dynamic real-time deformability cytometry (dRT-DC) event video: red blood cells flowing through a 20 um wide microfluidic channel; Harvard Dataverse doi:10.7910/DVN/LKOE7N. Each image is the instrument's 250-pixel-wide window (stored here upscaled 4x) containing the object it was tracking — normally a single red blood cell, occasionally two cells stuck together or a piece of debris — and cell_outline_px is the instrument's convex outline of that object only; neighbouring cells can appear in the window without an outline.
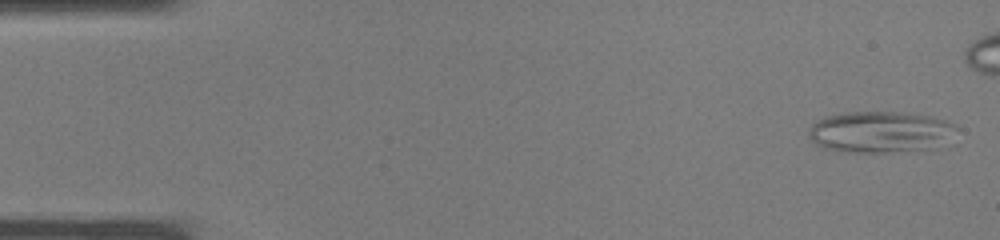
{"species": "common noctule bat (a hibernating species)", "species_latin": "Nyctalus noctula", "temperature_condition": "warm", "stored_images_in_passage": 32, "camera_frame_rate_fps": 3000, "um_per_image_px": 0.085, "animal": {"sex": "male", "body_mass_g": 19.0, "forearm_length_mm": 50.8}, "frame": {"image": 1, "passage_image": 1, "time_ms": 0.0, "image_size_px": [1000, 240], "cell_outline_px": [[960, 128], [924, 148], [884, 152], [840, 152], [824, 148], [816, 144], [808, 136], [808, 132], [812, 124], [816, 120], [828, 116], [848, 112], [900, 112], [928, 116], [944, 120], [956, 124]], "centroid_in_image_um": [74.66, 11.19], "position_along_channel_um": 10.3, "area_um2": 34.51}}
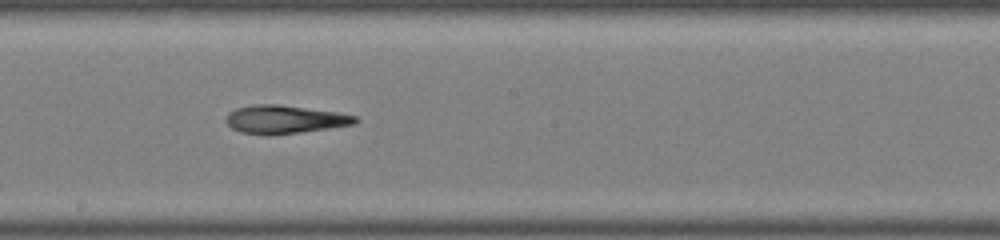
{"frame": {"image": 2, "passage_image": 20, "time_ms": 6.333, "image_size_px": [1000, 240], "cell_outline_px": [[360, 120], [356, 124], [328, 128], [296, 132], [240, 132], [232, 128], [224, 120], [228, 112], [236, 108], [252, 104], [276, 104], [336, 112], [356, 116]], "centroid_in_image_um": [24.2, 10.1], "position_along_channel_um": 224.0, "area_um2": 20.46}}
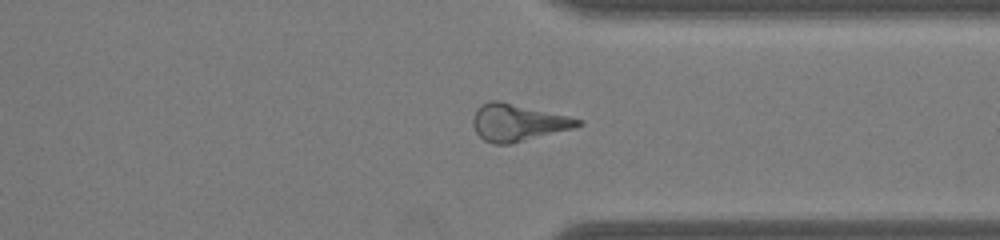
{"frame": {"image": 3, "passage_image": 28, "time_ms": 9.0, "image_size_px": [1000, 240], "cell_outline_px": [[584, 124], [572, 128], [512, 144], [496, 144], [484, 140], [476, 132], [472, 124], [472, 116], [476, 108], [480, 104], [488, 100], [500, 100], [568, 116], [584, 120]], "centroid_in_image_um": [43.98, 10.4], "position_along_channel_um": 367.4, "area_um2": 22.83}}